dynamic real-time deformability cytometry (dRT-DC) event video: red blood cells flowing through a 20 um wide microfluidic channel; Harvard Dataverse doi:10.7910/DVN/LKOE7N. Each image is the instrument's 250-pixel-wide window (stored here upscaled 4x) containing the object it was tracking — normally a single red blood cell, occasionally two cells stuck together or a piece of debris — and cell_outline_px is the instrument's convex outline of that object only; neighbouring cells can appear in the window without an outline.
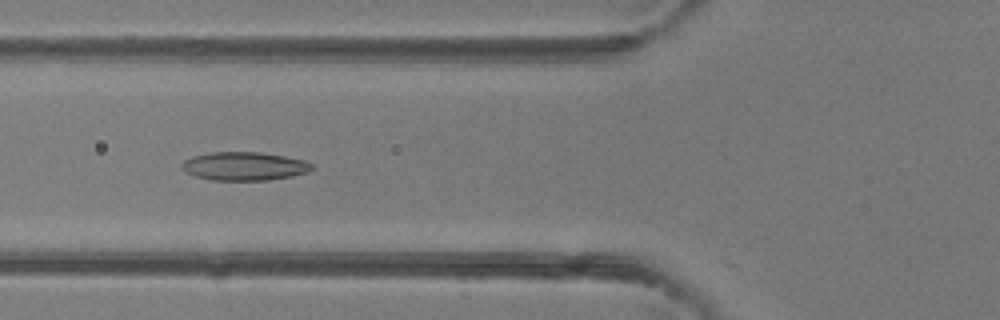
{"species": "common noctule bat (a hibernating species)", "species_latin": "Nyctalus noctula", "temperature_condition": "room temperature", "stored_images_in_passage": 42, "camera_frame_rate_fps": 3000, "um_per_image_px": 0.085, "animal": {"sex": "female"}, "frame": {"image": 1, "passage_image": 12, "time_ms": 3.667, "image_size_px": [1000, 320], "cell_outline_px": [[316, 168], [308, 172], [292, 176], [268, 180], [212, 180], [196, 176], [184, 172], [180, 168], [180, 164], [184, 160], [192, 156], [212, 152], [260, 152], [284, 156], [304, 160], [312, 164]], "centroid_in_image_um": [20.75, 14.12], "position_along_channel_um": 105.0, "area_um2": 21.73}}
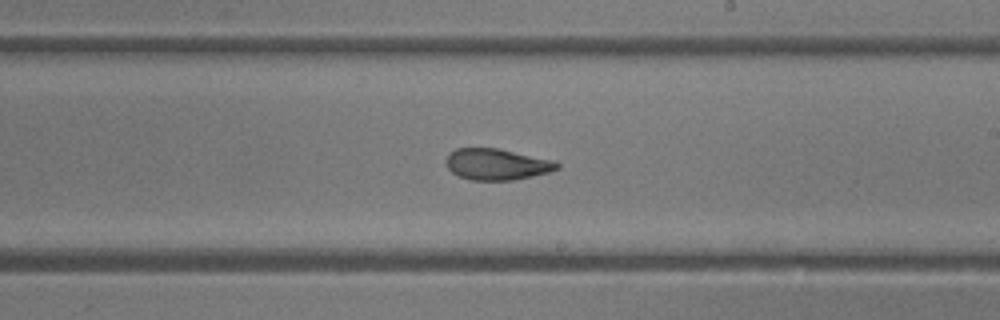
{"frame": {"image": 2, "passage_image": 22, "time_ms": 7.0, "image_size_px": [1000, 320], "cell_outline_px": [[560, 168], [552, 172], [512, 180], [472, 180], [460, 176], [452, 172], [448, 168], [444, 160], [456, 148], [496, 148], [556, 160], [560, 164]], "centroid_in_image_um": [42.28, 13.96], "position_along_channel_um": 246.7, "area_um2": 20.29}}
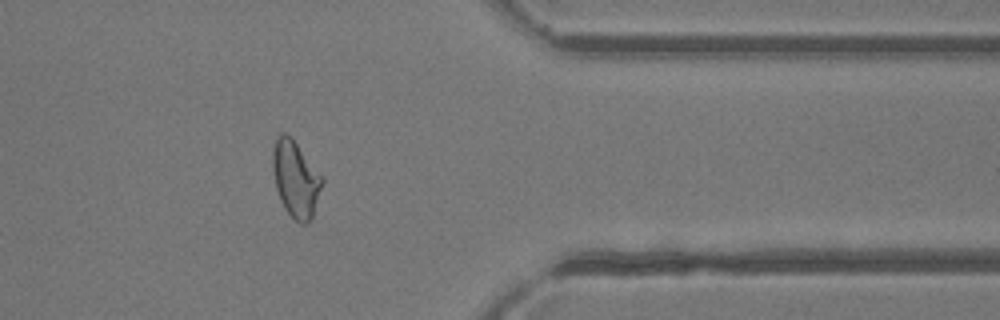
{"frame": {"image": 3, "passage_image": 33, "time_ms": 10.667, "image_size_px": [1000, 320], "cell_outline_px": [[324, 180], [312, 220], [304, 224], [300, 224], [284, 208], [280, 200], [276, 188], [272, 168], [272, 152], [276, 140], [280, 132], [284, 132], [292, 136], [324, 176]], "centroid_in_image_um": [25.15, 15.18], "position_along_channel_um": 386.2, "area_um2": 22.48}, "authors_computed_cell_mechanics": {"area_um2": 22.0796, "velocity_mm_per_s": 4.2431, "shape_relaxation_time_tau1_ms": 11.3514, "shape_relaxation_time_tau2_ms": 1.9153, "deformation_change_tau1": 0.3011, "deformation_change_tau2": 0.0859}}